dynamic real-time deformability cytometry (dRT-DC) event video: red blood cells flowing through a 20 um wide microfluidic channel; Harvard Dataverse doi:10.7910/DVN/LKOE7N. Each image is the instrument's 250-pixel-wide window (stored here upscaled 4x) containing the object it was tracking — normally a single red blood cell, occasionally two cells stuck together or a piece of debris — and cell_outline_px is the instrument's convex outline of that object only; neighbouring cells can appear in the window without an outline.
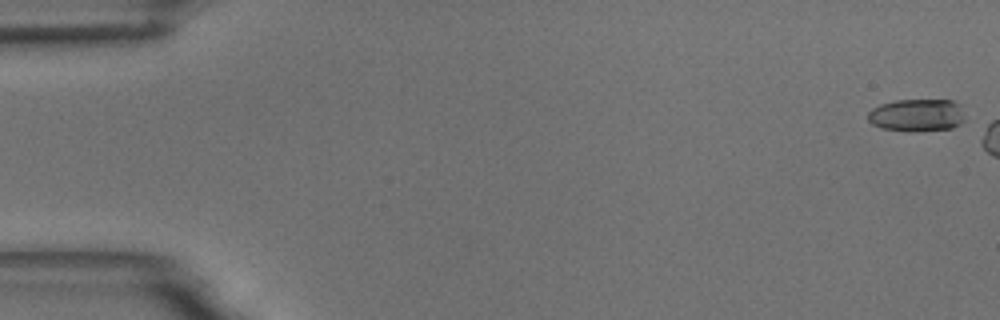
{"species": "common noctule bat (a hibernating species)", "species_latin": "Nyctalus noctula", "temperature_condition": "room temperature", "stored_images_in_passage": 6, "camera_frame_rate_fps": 3000, "um_per_image_px": 0.085, "animal": {"sex": "male", "body_mass_g": 18.8}, "frame": {"image": 1, "passage_image": 1, "time_ms": 0.0, "image_size_px": [1000, 320], "cell_outline_px": [[964, 120], [960, 124], [952, 128], [916, 132], [912, 132], [880, 128], [872, 124], [868, 120], [868, 112], [872, 108], [880, 104], [896, 100], [952, 100], [960, 104]], "centroid_in_image_um": [77.92, 9.8], "position_along_channel_um": 7.1, "area_um2": 18.61}}